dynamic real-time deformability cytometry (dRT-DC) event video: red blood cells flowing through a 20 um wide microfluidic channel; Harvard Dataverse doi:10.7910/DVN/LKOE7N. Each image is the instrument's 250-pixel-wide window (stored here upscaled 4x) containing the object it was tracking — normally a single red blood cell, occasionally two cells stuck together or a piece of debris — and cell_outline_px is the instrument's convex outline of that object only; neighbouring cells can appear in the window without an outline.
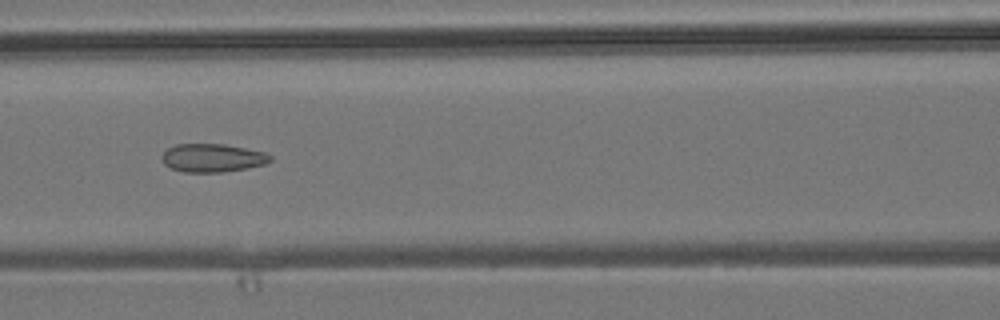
{"species": "common noctule bat (a hibernating species)", "species_latin": "Nyctalus noctula", "temperature_condition": "room temperature", "stored_images_in_passage": 6, "camera_frame_rate_fps": 3000, "um_per_image_px": 0.085, "animal": {"sex": "male", "body_mass_g": 19.2, "forearm_length_mm": 51.8}, "frame": {"image": 1, "passage_image": 4, "time_ms": 3.333, "image_size_px": [1000, 320], "cell_outline_px": [[272, 160], [264, 164], [248, 168], [224, 172], [184, 172], [172, 168], [164, 164], [160, 160], [160, 156], [168, 148], [176, 144], [224, 144], [264, 152], [272, 156]], "centroid_in_image_um": [18.04, 13.42], "position_along_channel_um": 148.6, "area_um2": 17.92}}
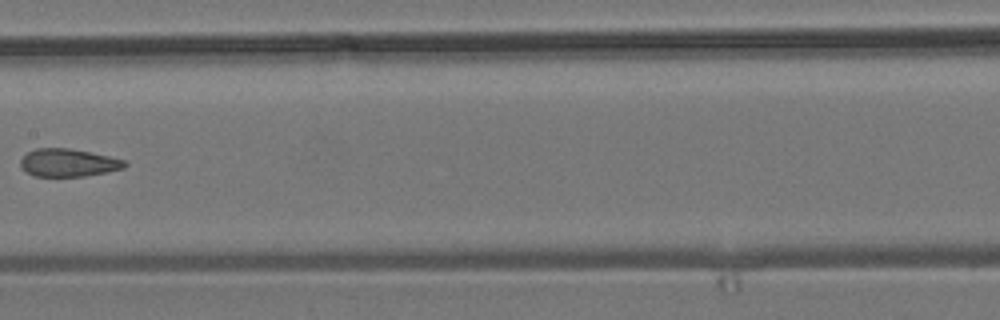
{"frame": {"image": 2, "passage_image": 5, "time_ms": 4.667, "image_size_px": [1000, 320], "cell_outline_px": [[128, 164], [124, 168], [84, 176], [32, 176], [20, 164], [20, 160], [28, 152], [36, 148], [68, 148], [108, 156], [124, 160]], "centroid_in_image_um": [5.79, 13.83], "position_along_channel_um": 201.6, "area_um2": 16.59}}
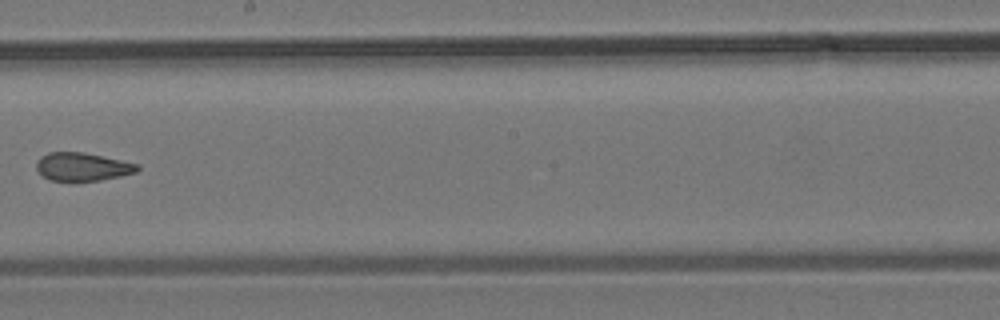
{"frame": {"image": 3, "passage_image": 6, "time_ms": 5.667, "image_size_px": [1000, 320], "cell_outline_px": [[140, 168], [136, 172], [120, 176], [100, 180], [76, 184], [68, 184], [48, 180], [36, 168], [36, 160], [40, 156], [48, 152], [84, 152], [140, 164]], "centroid_in_image_um": [6.97, 14.22], "position_along_channel_um": 241.2, "area_um2": 17.4}}